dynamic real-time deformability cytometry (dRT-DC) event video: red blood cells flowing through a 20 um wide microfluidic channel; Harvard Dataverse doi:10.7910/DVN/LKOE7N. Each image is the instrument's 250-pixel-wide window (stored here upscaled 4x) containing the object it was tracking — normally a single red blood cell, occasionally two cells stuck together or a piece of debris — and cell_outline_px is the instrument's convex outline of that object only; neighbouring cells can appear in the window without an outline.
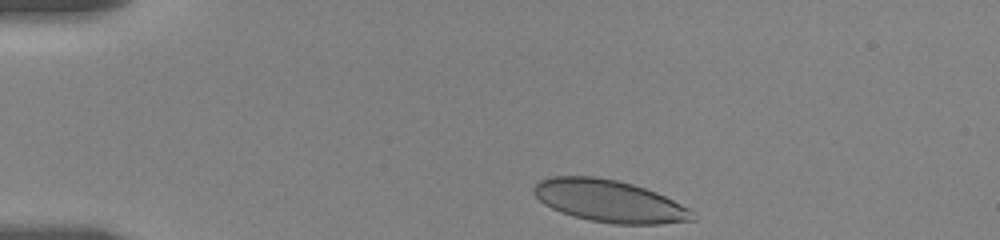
{"species": "human", "species_latin": "Homo sapiens", "temperature_condition": "room temperature", "stored_images_in_passage": 40, "camera_frame_rate_fps": 3000, "um_per_image_px": 0.085, "donor": {"sex": "female"}, "frame": {"image": 1, "passage_image": 1, "time_ms": 0.0, "image_size_px": [1000, 240], "cell_outline_px": [[696, 220], [660, 224], [612, 224], [588, 220], [572, 216], [560, 212], [544, 204], [532, 192], [532, 188], [540, 180], [552, 176], [592, 176], [616, 180], [632, 184], [656, 192], [692, 208], [696, 212]], "centroid_in_image_um": [51.84, 17.1], "position_along_channel_um": 33.2, "area_um2": 39.36}}
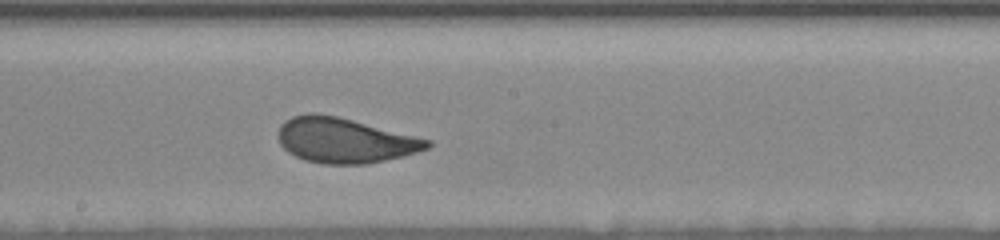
{"frame": {"image": 2, "passage_image": 22, "time_ms": 7.0, "image_size_px": [1000, 240], "cell_outline_px": [[432, 144], [428, 148], [404, 156], [368, 164], [324, 164], [304, 160], [288, 152], [280, 144], [280, 124], [284, 120], [292, 116], [308, 112], [316, 112], [336, 116], [432, 140]], "centroid_in_image_um": [29.29, 11.93], "position_along_channel_um": 218.9, "area_um2": 39.07}}
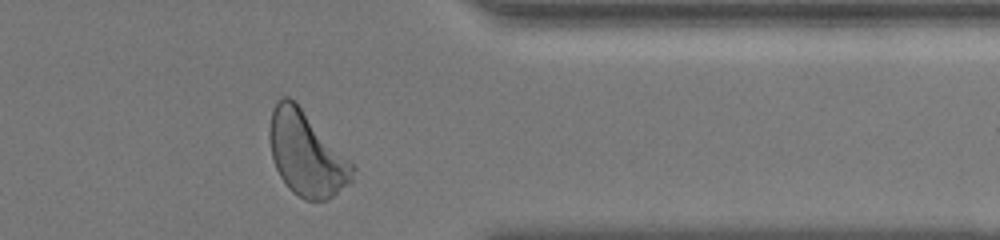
{"frame": {"image": 3, "passage_image": 38, "time_ms": 12.0, "image_size_px": [1000, 240], "cell_outline_px": [[356, 168], [352, 180], [348, 184], [328, 200], [304, 200], [292, 192], [288, 188], [280, 176], [276, 168], [272, 156], [268, 136], [268, 128], [272, 108], [284, 96], [288, 96], [356, 164]], "centroid_in_image_um": [26.06, 13.11], "position_along_channel_um": 385.3, "area_um2": 40.69}, "authors_computed_cell_mechanics": {"area_um2": 39.0439, "velocity_mm_per_s": 3.4761, "shape_relaxation_time_tau1_ms": 3.9928, "shape_relaxation_time_tau2_ms": null, "deformation_change_tau1": 0.1304, "deformation_change_tau2": null}}